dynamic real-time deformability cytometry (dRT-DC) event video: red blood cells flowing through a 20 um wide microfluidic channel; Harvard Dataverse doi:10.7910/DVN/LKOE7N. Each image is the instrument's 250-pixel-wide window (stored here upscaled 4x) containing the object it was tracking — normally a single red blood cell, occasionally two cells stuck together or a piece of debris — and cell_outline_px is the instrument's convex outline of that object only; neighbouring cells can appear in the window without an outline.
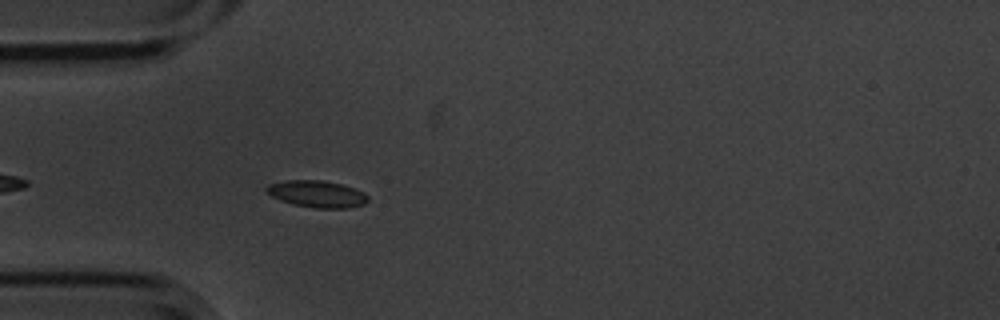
{"species": "common noctule bat (a hibernating species)", "species_latin": "Nyctalus noctula", "temperature_condition": "cold", "stored_images_in_passage": 4, "camera_frame_rate_fps": 3000, "um_per_image_px": 0.085, "animal": {"sex": "male", "body_mass_g": 20.1, "forearm_length_mm": 53.5}, "frame": {"image": 1, "passage_image": 4, "time_ms": 1.0, "image_size_px": [1000, 320], "cell_outline_px": [[368, 200], [364, 204], [348, 208], [316, 208], [292, 204], [280, 200], [264, 192], [264, 188], [268, 184], [288, 180], [320, 180], [340, 184], [364, 192], [368, 196]], "centroid_in_image_um": [26.9, 16.49], "position_along_channel_um": 58.1, "area_um2": 15.84}}